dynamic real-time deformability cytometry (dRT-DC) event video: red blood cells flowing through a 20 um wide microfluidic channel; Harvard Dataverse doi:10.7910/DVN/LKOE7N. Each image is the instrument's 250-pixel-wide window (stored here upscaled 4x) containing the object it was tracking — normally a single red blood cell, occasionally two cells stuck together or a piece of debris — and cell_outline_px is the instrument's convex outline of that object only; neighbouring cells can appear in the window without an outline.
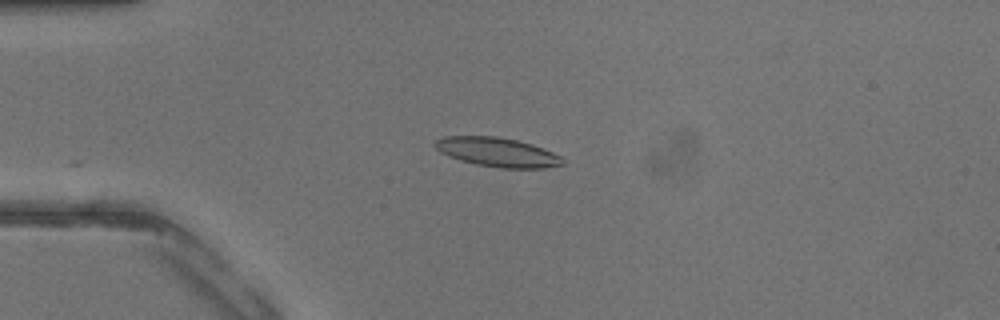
{"species": "common noctule bat (a hibernating species)", "species_latin": "Nyctalus noctula", "temperature_condition": "warm", "stored_images_in_passage": 34, "camera_frame_rate_fps": 3000, "um_per_image_px": 0.085, "animal": {"sex": "male", "body_mass_g": 13.3}, "frame": {"image": 1, "passage_image": 3, "time_ms": 0.667, "image_size_px": [1000, 320], "cell_outline_px": [[564, 164], [544, 168], [500, 168], [476, 164], [460, 160], [448, 156], [440, 152], [432, 144], [436, 140], [444, 136], [496, 136], [516, 140], [532, 144], [552, 152], [560, 156], [564, 160]], "centroid_in_image_um": [42.25, 12.93], "position_along_channel_um": 42.7, "area_um2": 21.68}}
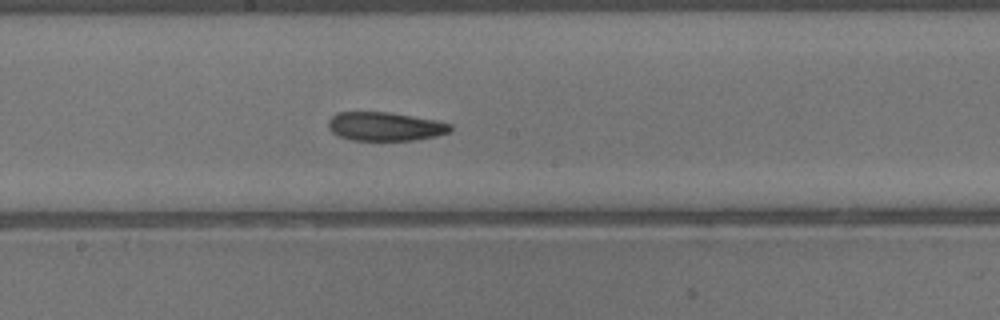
{"frame": {"image": 2, "passage_image": 15, "time_ms": 4.667, "image_size_px": [1000, 320], "cell_outline_px": [[452, 128], [448, 132], [436, 136], [412, 140], [352, 140], [340, 136], [332, 132], [328, 128], [328, 120], [336, 112], [388, 112], [436, 120], [452, 124]], "centroid_in_image_um": [32.71, 10.74], "position_along_channel_um": 215.5, "area_um2": 20.35}}
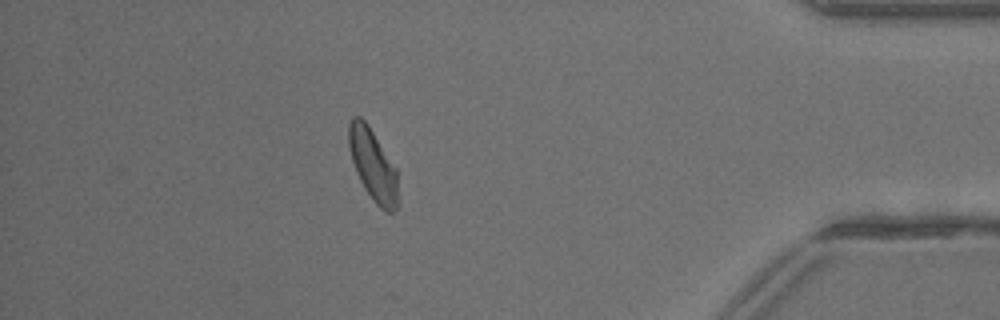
{"frame": {"image": 3, "passage_image": 29, "time_ms": 9.333, "image_size_px": [1000, 320], "cell_outline_px": [[396, 208], [392, 212], [384, 212], [376, 204], [364, 188], [356, 172], [348, 148], [348, 124], [352, 116], [360, 116], [368, 124], [396, 168]], "centroid_in_image_um": [31.65, 13.98], "position_along_channel_um": 403.5, "area_um2": 20.35}}